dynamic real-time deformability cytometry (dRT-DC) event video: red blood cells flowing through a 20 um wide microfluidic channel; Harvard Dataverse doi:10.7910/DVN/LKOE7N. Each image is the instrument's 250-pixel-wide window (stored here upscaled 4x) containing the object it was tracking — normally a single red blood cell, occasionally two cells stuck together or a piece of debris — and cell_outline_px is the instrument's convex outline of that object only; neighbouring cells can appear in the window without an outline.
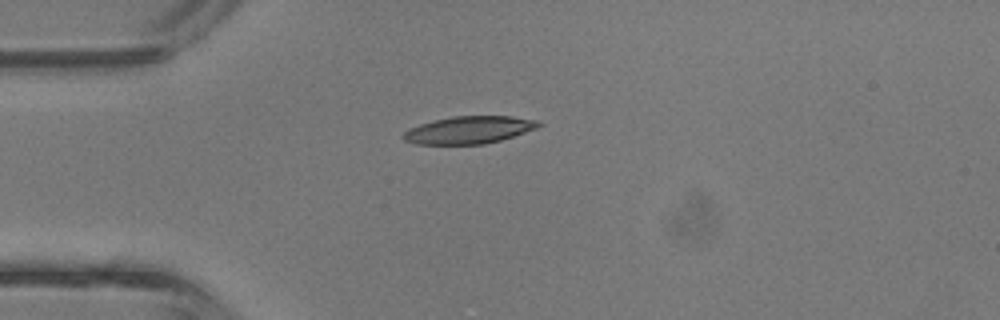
{"species": "common noctule bat (a hibernating species)", "species_latin": "Nyctalus noctula", "temperature_condition": "room temperature", "stored_images_in_passage": 1, "camera_frame_rate_fps": 3000, "um_per_image_px": 0.085, "animal": {"sex": "male", "body_mass_g": 13.3}, "frame": {"image": 1, "passage_image": 1, "time_ms": 0.0, "image_size_px": [1000, 320], "cell_outline_px": [[540, 124], [536, 128], [500, 140], [484, 144], [416, 144], [404, 140], [400, 136], [408, 128], [432, 120], [452, 116], [512, 116], [536, 120]], "centroid_in_image_um": [39.78, 11.04], "position_along_channel_um": 45.2, "area_um2": 21.5}}